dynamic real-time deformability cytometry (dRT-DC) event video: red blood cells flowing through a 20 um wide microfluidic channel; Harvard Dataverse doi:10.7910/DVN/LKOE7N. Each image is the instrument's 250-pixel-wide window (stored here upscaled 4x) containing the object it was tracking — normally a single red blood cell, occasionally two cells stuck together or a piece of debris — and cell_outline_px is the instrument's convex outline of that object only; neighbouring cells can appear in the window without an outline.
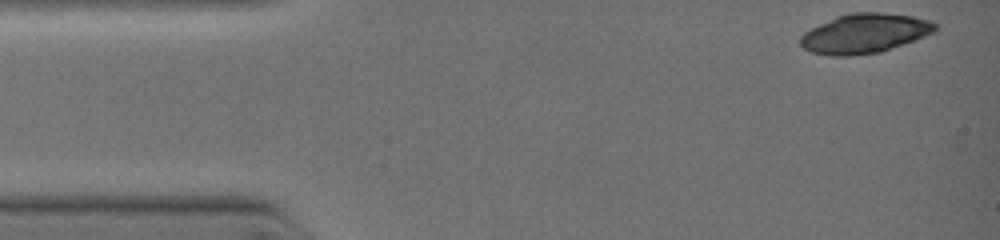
{"species": "common noctule bat (a hibernating species)", "species_latin": "Nyctalus noctula", "temperature_condition": "warm", "stored_images_in_passage": 8, "camera_frame_rate_fps": 3000, "um_per_image_px": 0.085, "animal": {"sex": "female", "body_mass_g": 19.0, "forearm_length_mm": 51.5}, "frame": {"image": 1, "passage_image": 1, "time_ms": 0.0, "image_size_px": [1000, 240], "cell_outline_px": [[936, 28], [932, 32], [912, 40], [880, 52], [848, 56], [828, 56], [812, 52], [804, 48], [800, 44], [800, 36], [804, 32], [836, 16], [852, 12], [880, 12], [912, 16], [928, 20], [936, 24]], "centroid_in_image_um": [73.43, 2.84], "position_along_channel_um": 11.6, "area_um2": 30.58}}